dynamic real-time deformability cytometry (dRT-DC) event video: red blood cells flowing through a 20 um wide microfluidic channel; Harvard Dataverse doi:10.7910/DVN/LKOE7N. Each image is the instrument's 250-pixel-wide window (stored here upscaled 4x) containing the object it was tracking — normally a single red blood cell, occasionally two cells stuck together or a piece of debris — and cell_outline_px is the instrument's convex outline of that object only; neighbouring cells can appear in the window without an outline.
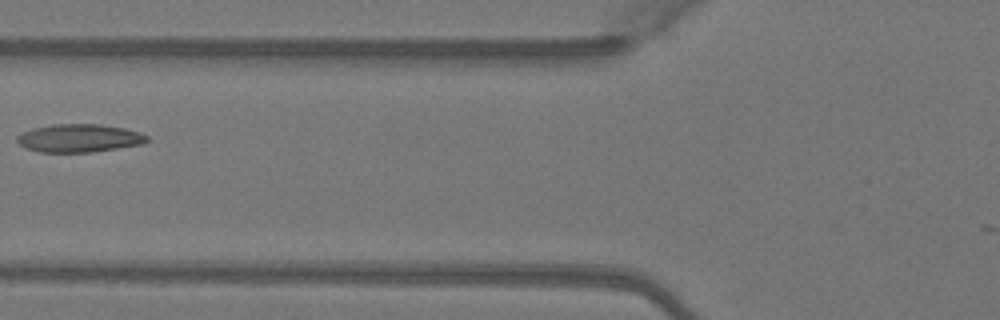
{"species": "Egyptian fruit bat (a non-hibernating species)", "species_latin": "Rousettus aegyptiacus", "temperature_condition": "warm", "stored_images_in_passage": 5, "camera_frame_rate_fps": 3000, "um_per_image_px": 0.085, "animal": {"sex": "female"}, "frame": {"image": 1, "passage_image": 5, "time_ms": 1.333, "image_size_px": [1000, 320], "cell_outline_px": [[148, 140], [144, 144], [92, 152], [40, 152], [24, 148], [16, 140], [16, 136], [32, 128], [52, 124], [100, 124], [124, 128], [140, 132], [148, 136]], "centroid_in_image_um": [6.73, 11.74], "position_along_channel_um": 119.1, "area_um2": 21.39}}